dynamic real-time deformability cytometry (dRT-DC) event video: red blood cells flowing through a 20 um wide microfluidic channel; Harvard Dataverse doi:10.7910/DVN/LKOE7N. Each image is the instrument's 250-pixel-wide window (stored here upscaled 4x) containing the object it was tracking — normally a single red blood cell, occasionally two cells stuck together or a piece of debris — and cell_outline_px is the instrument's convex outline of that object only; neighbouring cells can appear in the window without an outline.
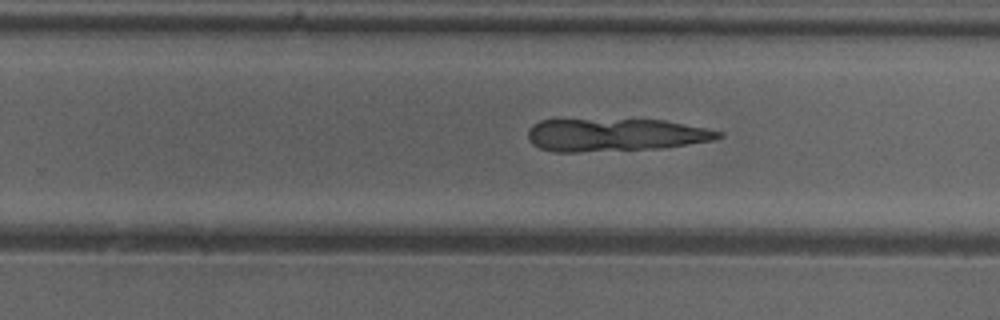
{"species": "common noctule bat (a hibernating species)", "species_latin": "Nyctalus noctula", "temperature_condition": "cold", "stored_images_in_passage": 49, "camera_frame_rate_fps": 3000, "um_per_image_px": 0.085, "animal": {"sex": "female"}, "frame": {"image": 1, "passage_image": 31, "time_ms": 10.0, "image_size_px": [1000, 320], "cell_outline_px": [[724, 136], [716, 140], [664, 148], [576, 152], [556, 152], [540, 148], [532, 144], [528, 140], [528, 128], [532, 124], [540, 120], [664, 120], [724, 132]], "centroid_in_image_um": [52.3, 11.47], "position_along_channel_um": 277.5, "area_um2": 36.47}}
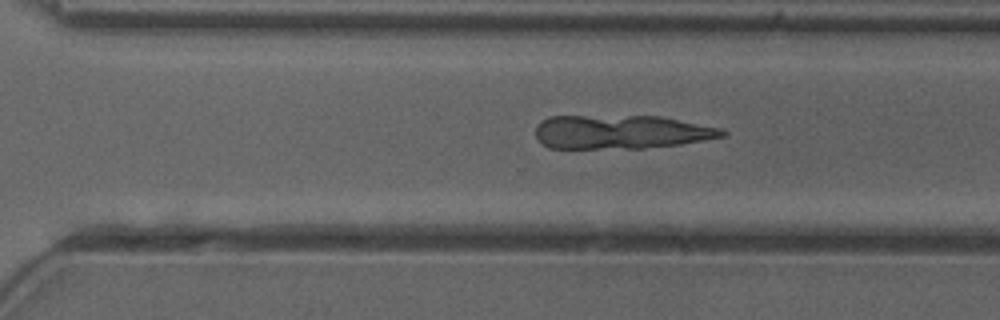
{"frame": {"image": 2, "passage_image": 34, "time_ms": 11.0, "image_size_px": [1000, 320], "cell_outline_px": [[728, 132], [724, 136], [680, 144], [644, 148], [548, 148], [536, 140], [536, 124], [540, 120], [548, 116], [660, 116], [724, 128]], "centroid_in_image_um": [52.76, 11.21], "position_along_channel_um": 317.8, "area_um2": 37.11}}
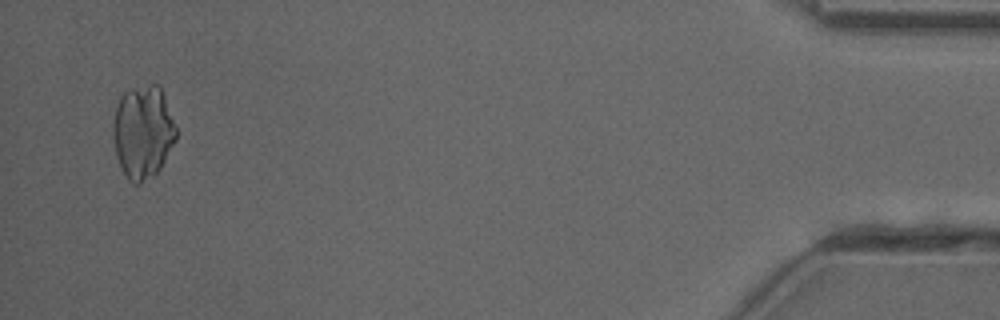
{"frame": {"image": 3, "passage_image": 48, "time_ms": 15.667, "image_size_px": [1000, 320], "cell_outline_px": [[176, 140], [160, 168], [152, 176], [140, 184], [132, 184], [128, 180], [120, 168], [116, 156], [112, 132], [112, 124], [116, 108], [120, 96], [128, 88], [152, 84], [160, 84], [176, 124]], "centroid_in_image_um": [12.14, 11.2], "position_along_channel_um": 423.1, "area_um2": 34.74}}